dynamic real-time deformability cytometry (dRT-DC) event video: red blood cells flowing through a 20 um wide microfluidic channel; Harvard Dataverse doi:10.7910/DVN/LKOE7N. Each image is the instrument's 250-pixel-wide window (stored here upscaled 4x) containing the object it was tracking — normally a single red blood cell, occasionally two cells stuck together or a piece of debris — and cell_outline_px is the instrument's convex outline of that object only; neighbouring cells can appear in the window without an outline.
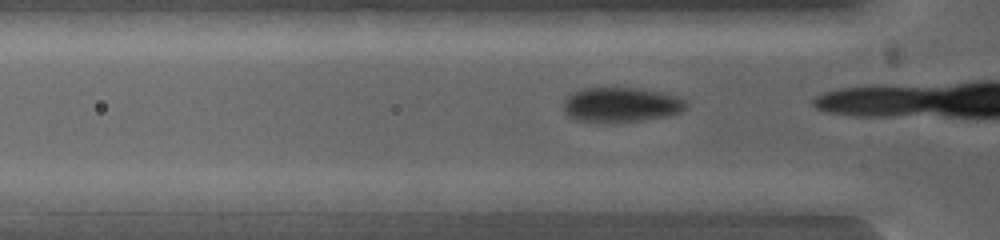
{"species": "common noctule bat (a hibernating species)", "species_latin": "Nyctalus noctula", "temperature_condition": "warm", "stored_images_in_passage": 6, "segment_of_instrument_passage": [2, 2], "camera_frame_rate_fps": 5000, "um_per_image_px": 0.085, "animal": {"sex": "female", "body_mass_g": 19.0, "forearm_length_mm": 53.3}, "frame": {"image": 1, "passage_image": 6, "time_ms": 3.0, "image_size_px": [1000, 240], "cell_outline_px": [[788, 200], [784, 216], [780, 216], [688, 208], [680, 200], [740, 192], [768, 192]], "centroid_in_image_um": [63.02, 17.28], "position_along_channel_um": 62.8, "area_um2": 12.83}}